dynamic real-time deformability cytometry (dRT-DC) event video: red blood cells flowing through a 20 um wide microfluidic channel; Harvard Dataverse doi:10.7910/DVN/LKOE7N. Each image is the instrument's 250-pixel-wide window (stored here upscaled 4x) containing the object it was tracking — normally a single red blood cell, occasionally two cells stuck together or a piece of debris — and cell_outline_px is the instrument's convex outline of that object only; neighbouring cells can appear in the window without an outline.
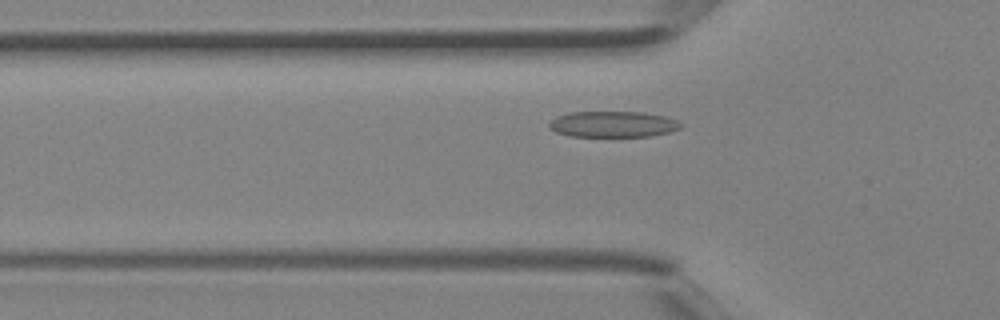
{"species": "Egyptian fruit bat (a non-hibernating species)", "species_latin": "Rousettus aegyptiacus", "temperature_condition": "room temperature", "stored_images_in_passage": 39, "camera_frame_rate_fps": 3000, "um_per_image_px": 0.085, "animal": {"sex": "female"}, "frame": {"image": 1, "passage_image": 11, "time_ms": 3.333, "image_size_px": [1000, 320], "cell_outline_px": [[684, 124], [680, 128], [668, 132], [648, 136], [568, 136], [556, 132], [548, 128], [548, 124], [556, 116], [568, 112], [644, 112], [664, 116], [676, 120]], "centroid_in_image_um": [52.07, 10.55], "position_along_channel_um": 73.7, "area_um2": 19.94}}
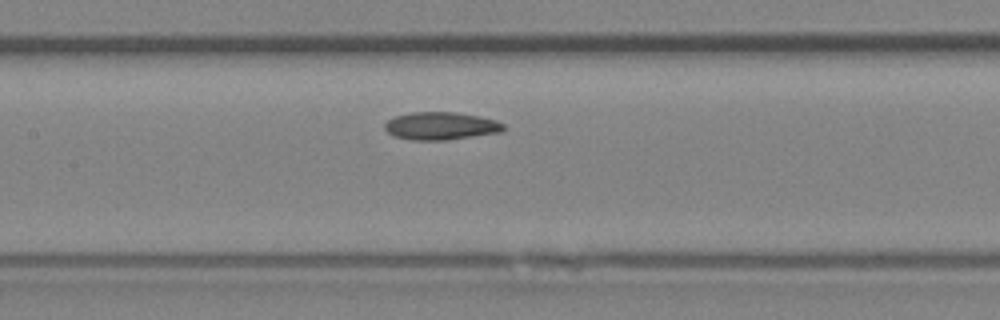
{"frame": {"image": 2, "passage_image": 17, "time_ms": 5.333, "image_size_px": [1000, 320], "cell_outline_px": [[504, 132], [444, 140], [412, 140], [392, 136], [384, 128], [384, 124], [388, 120], [396, 116], [412, 112], [456, 112], [480, 116], [496, 120], [504, 124]], "centroid_in_image_um": [37.48, 10.7], "position_along_channel_um": 169.9, "area_um2": 19.31}}
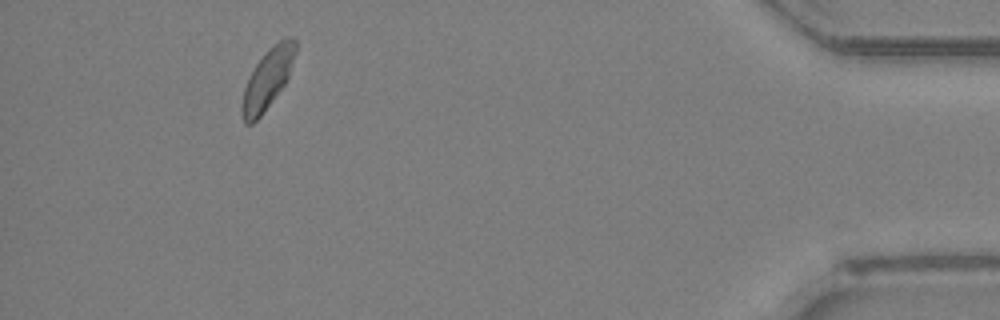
{"frame": {"image": 3, "passage_image": 36, "time_ms": 11.667, "image_size_px": [1000, 320], "cell_outline_px": [[296, 52], [288, 76], [284, 84], [260, 116], [252, 124], [244, 124], [240, 108], [244, 88], [256, 64], [268, 48], [284, 36], [296, 40]], "centroid_in_image_um": [22.73, 6.7], "position_along_channel_um": 412.5, "area_um2": 18.38}}